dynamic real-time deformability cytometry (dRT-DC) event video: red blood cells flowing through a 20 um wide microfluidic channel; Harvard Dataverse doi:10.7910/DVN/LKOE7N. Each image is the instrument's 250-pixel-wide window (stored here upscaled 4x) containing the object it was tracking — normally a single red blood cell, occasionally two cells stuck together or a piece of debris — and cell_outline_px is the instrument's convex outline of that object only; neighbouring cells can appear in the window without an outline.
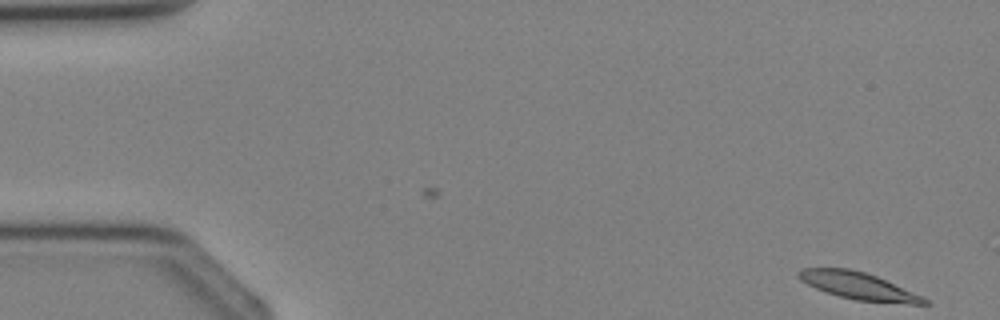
{"species": "Egyptian fruit bat (a non-hibernating species)", "species_latin": "Rousettus aegyptiacus", "temperature_condition": "cold", "stored_images_in_passage": 4, "camera_frame_rate_fps": 3000, "um_per_image_px": 0.085, "animal": {"sex": "female"}, "frame": {"image": 1, "passage_image": 1, "time_ms": 0.0, "image_size_px": [1000, 320], "cell_outline_px": [[928, 304], [908, 304], [856, 300], [840, 296], [816, 288], [800, 280], [796, 276], [796, 272], [804, 268], [848, 268], [864, 272], [876, 276], [920, 296], [928, 300]], "centroid_in_image_um": [72.9, 24.29], "position_along_channel_um": 12.1, "area_um2": 19.42}}
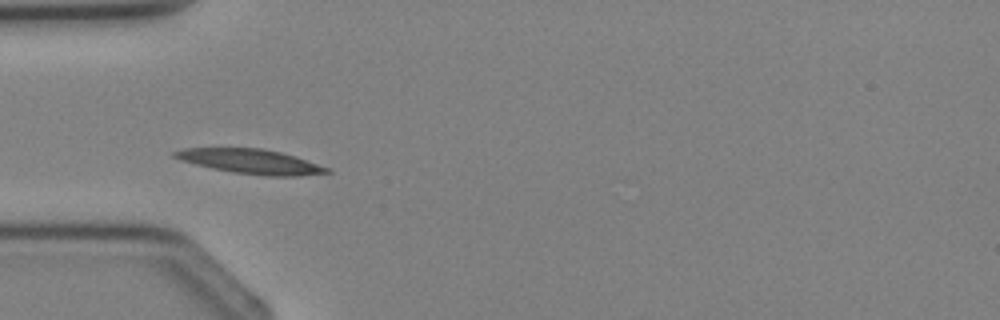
{"frame": {"image": 2, "passage_image": 4, "time_ms": 3.333, "image_size_px": [1000, 320], "cell_outline_px": [[332, 172], [300, 176], [268, 176], [232, 172], [212, 168], [180, 160], [172, 156], [172, 152], [184, 148], [264, 148], [280, 152], [328, 168]], "centroid_in_image_um": [21.26, 13.72], "position_along_channel_um": 63.7, "area_um2": 21.5}}